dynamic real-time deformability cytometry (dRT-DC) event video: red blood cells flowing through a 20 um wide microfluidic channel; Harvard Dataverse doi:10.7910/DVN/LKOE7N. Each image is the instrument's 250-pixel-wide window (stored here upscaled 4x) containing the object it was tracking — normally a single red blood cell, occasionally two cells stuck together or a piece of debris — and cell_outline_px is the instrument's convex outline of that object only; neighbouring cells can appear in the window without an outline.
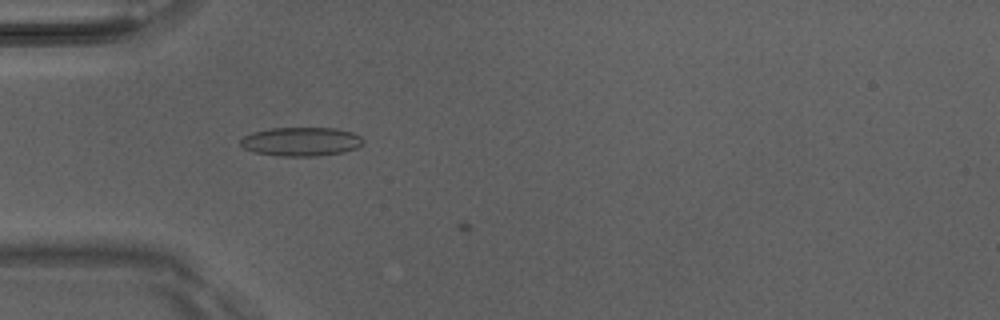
{"species": "Egyptian fruit bat (a non-hibernating species)", "species_latin": "Rousettus aegyptiacus", "temperature_condition": "room temperature", "stored_images_in_passage": 16, "camera_frame_rate_fps": 3000, "um_per_image_px": 0.085, "animal": {"sex": "male"}, "frame": {"image": 1, "passage_image": 15, "time_ms": 4.667, "image_size_px": [1000, 320], "cell_outline_px": [[364, 144], [356, 148], [344, 152], [316, 156], [280, 156], [252, 152], [244, 148], [240, 144], [240, 140], [244, 136], [252, 132], [272, 128], [336, 128], [352, 132], [360, 136], [364, 140]], "centroid_in_image_um": [25.6, 12.04], "position_along_channel_um": 59.4, "area_um2": 20.75}}